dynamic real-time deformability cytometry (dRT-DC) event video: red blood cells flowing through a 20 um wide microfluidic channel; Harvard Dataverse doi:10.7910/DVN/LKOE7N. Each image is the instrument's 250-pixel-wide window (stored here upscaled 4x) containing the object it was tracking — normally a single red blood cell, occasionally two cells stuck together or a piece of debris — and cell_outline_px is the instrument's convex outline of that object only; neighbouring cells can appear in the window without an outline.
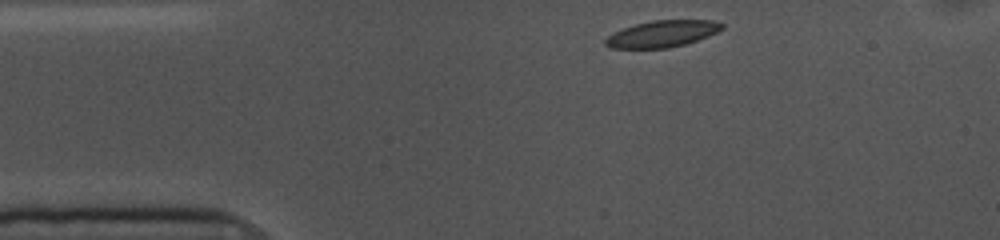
{"species": "common noctule bat (a hibernating species)", "species_latin": "Nyctalus noctula", "temperature_condition": "cold", "stored_images_in_passage": 47, "camera_frame_rate_fps": 3000, "um_per_image_px": 0.085, "animal": {"sex": "female", "body_mass_g": 10.0, "forearm_length_mm": 53.1}, "frame": {"image": 1, "passage_image": 1, "time_ms": 0.0, "image_size_px": [1000, 240], "cell_outline_px": [[724, 28], [708, 36], [684, 44], [668, 48], [608, 48], [604, 44], [604, 40], [608, 36], [624, 28], [636, 24], [652, 20], [712, 20], [724, 24]], "centroid_in_image_um": [56.28, 2.87], "position_along_channel_um": 28.7, "area_um2": 17.92}}
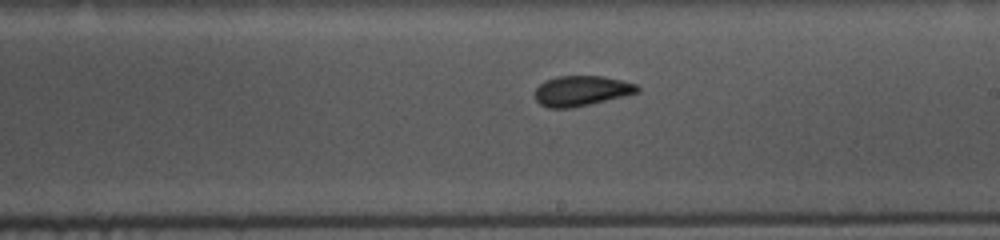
{"frame": {"image": 2, "passage_image": 22, "time_ms": 7.0, "image_size_px": [1000, 240], "cell_outline_px": [[640, 92], [624, 96], [572, 108], [548, 108], [540, 104], [532, 96], [532, 92], [544, 80], [556, 76], [604, 76], [624, 80], [636, 84], [640, 88]], "centroid_in_image_um": [49.39, 7.71], "position_along_channel_um": 239.6, "area_um2": 18.38}}
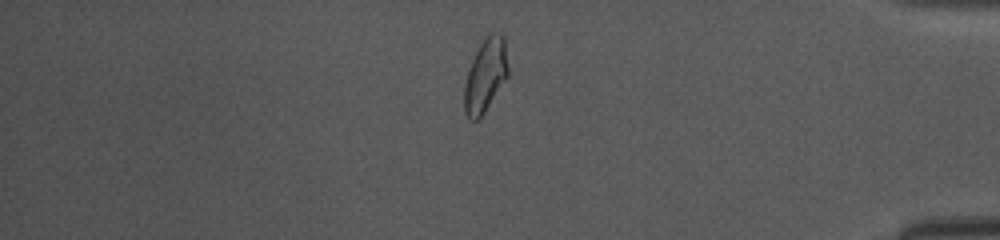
{"frame": {"image": 3, "passage_image": 38, "time_ms": 12.333, "image_size_px": [1000, 240], "cell_outline_px": [[508, 76], [480, 120], [468, 120], [464, 112], [464, 84], [472, 60], [480, 44], [488, 32], [492, 32], [504, 36], [508, 68]], "centroid_in_image_um": [41.25, 6.45], "position_along_channel_um": 393.9, "area_um2": 18.84}, "authors_computed_cell_mechanics": {"area_um2": 18.496, "velocity_mm_per_s": 3.5756, "shape_relaxation_time_tau1_ms": 5.1708, "shape_relaxation_time_tau2_ms": 2.322, "deformation_change_tau1": 0.1098, "deformation_change_tau2": 0.0713}}